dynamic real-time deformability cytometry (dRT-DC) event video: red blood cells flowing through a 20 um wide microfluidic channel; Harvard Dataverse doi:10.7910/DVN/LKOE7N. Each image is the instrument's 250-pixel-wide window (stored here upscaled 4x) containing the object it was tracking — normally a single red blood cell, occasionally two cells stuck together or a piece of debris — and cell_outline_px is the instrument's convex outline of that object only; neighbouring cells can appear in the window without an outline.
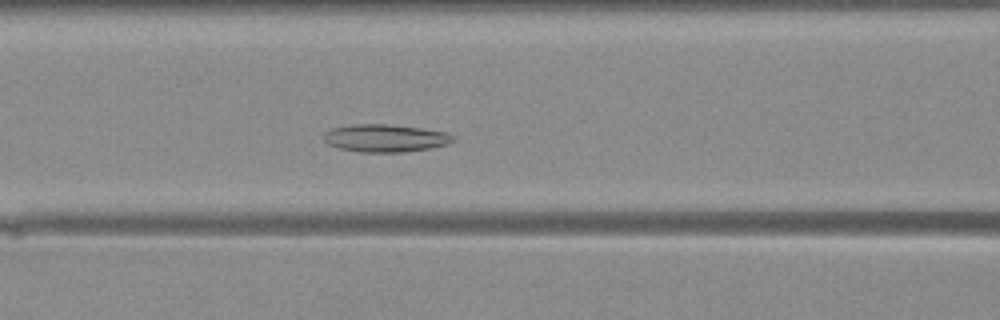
{"species": "Egyptian fruit bat (a non-hibernating species)", "species_latin": "Rousettus aegyptiacus", "temperature_condition": "warm", "stored_images_in_passage": 30, "camera_frame_rate_fps": 3000, "um_per_image_px": 0.085, "animal": {"sex": "female"}, "frame": {"image": 1, "passage_image": 8, "time_ms": 2.333, "image_size_px": [1000, 320], "cell_outline_px": [[456, 140], [448, 144], [428, 148], [404, 152], [360, 152], [340, 148], [328, 144], [324, 140], [324, 132], [332, 128], [352, 124], [384, 124], [420, 128], [448, 132], [456, 136]], "centroid_in_image_um": [32.77, 11.74], "position_along_channel_um": 133.8, "area_um2": 20.87}}
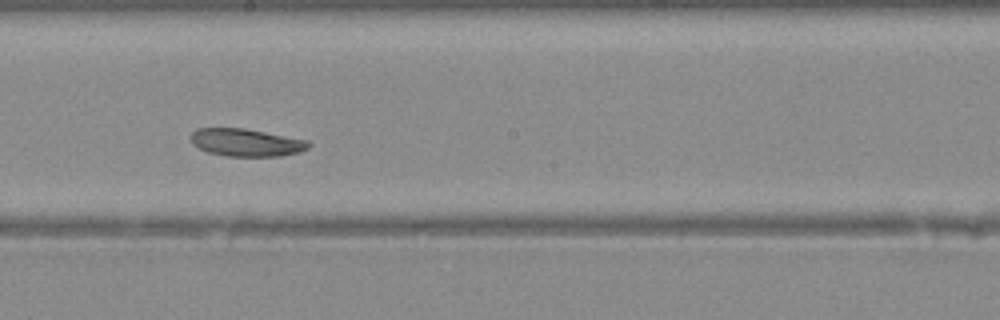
{"frame": {"image": 2, "passage_image": 14, "time_ms": 4.333, "image_size_px": [1000, 320], "cell_outline_px": [[312, 144], [308, 148], [300, 152], [280, 156], [228, 156], [208, 152], [192, 144], [192, 132], [200, 128], [244, 128], [308, 140]], "centroid_in_image_um": [20.97, 12.11], "position_along_channel_um": 227.2, "area_um2": 18.84}}
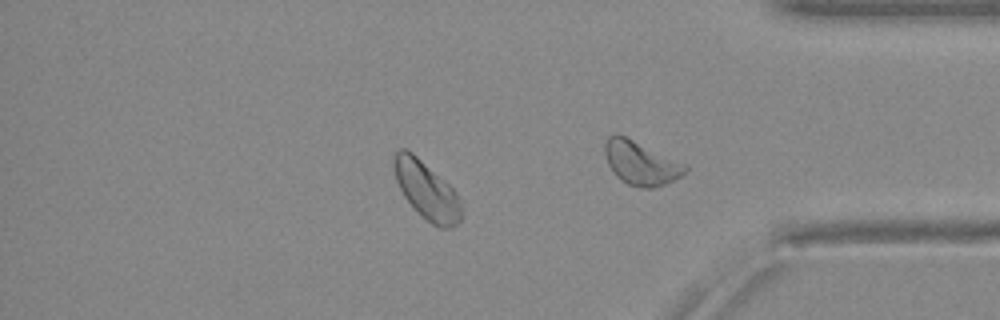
{"frame": {"image": 3, "passage_image": 24, "time_ms": 7.667, "image_size_px": [1000, 320], "cell_outline_px": [[460, 220], [452, 228], [440, 228], [432, 224], [404, 196], [396, 180], [392, 168], [392, 156], [400, 148], [408, 148], [444, 180], [456, 192], [460, 208]], "centroid_in_image_um": [36.21, 16.11], "position_along_channel_um": 399.0, "area_um2": 22.25}}